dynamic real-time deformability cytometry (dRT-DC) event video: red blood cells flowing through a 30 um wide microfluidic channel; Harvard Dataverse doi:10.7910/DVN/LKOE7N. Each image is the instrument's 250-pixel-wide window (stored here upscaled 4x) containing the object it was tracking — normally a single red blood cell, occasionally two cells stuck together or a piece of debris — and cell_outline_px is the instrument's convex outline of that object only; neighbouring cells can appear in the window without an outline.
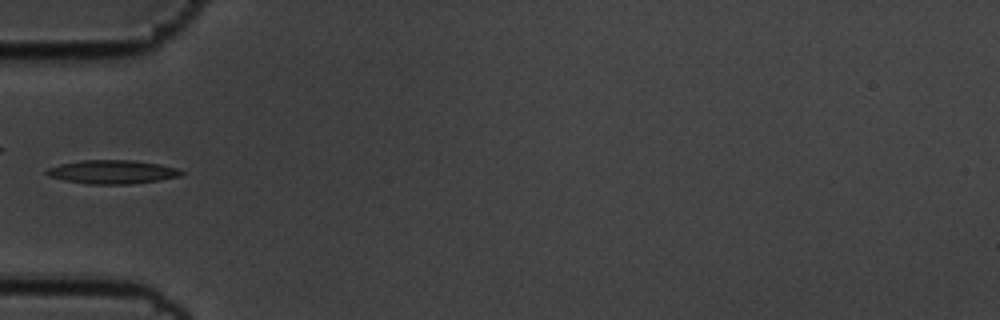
{"species": "common noctule bat (a hibernating species)", "species_latin": "Nyctalus noctula", "temperature_condition": "cold", "stored_images_in_passage": 18, "camera_frame_rate_fps": 3000, "um_per_image_px": 0.085, "animal": {"sex": "male", "body_mass_g": 19.5, "forearm_length_mm": 54.6}, "frame": {"image": 1, "passage_image": 1, "time_ms": 0.0, "image_size_px": [1000, 320], "cell_outline_px": [[184, 172], [180, 176], [160, 180], [132, 184], [88, 184], [64, 180], [48, 176], [44, 172], [48, 168], [60, 164], [80, 160], [132, 160], [160, 164], [176, 168]], "centroid_in_image_um": [9.53, 14.61], "position_along_channel_um": 75.5, "area_um2": 18.61}}
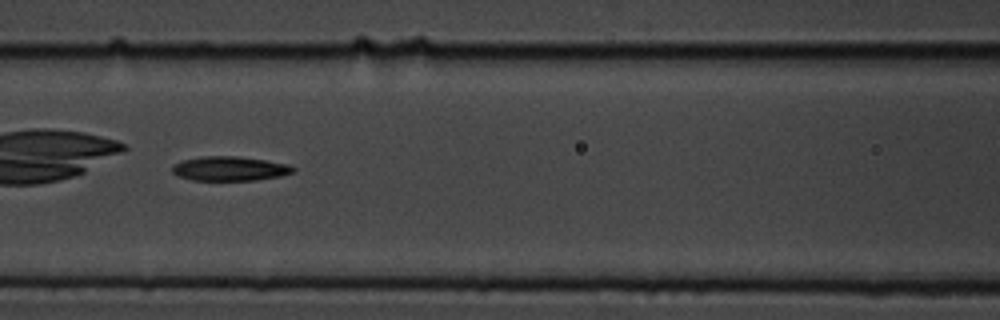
{"frame": {"image": 2, "passage_image": 7, "time_ms": 2.0, "image_size_px": [1000, 320], "cell_outline_px": [[296, 172], [280, 176], [256, 180], [192, 180], [176, 176], [172, 172], [172, 168], [176, 164], [184, 160], [200, 156], [236, 156], [264, 160], [288, 164], [296, 168]], "centroid_in_image_um": [19.55, 14.34], "position_along_channel_um": 147.1, "area_um2": 17.17}}
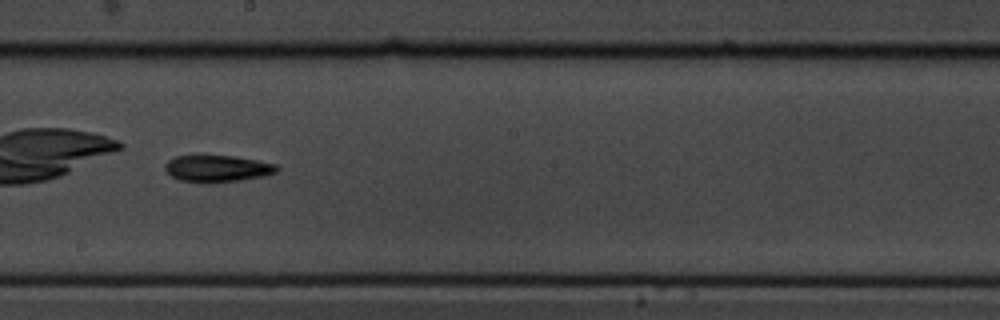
{"frame": {"image": 3, "passage_image": 14, "time_ms": 4.333, "image_size_px": [1000, 320], "cell_outline_px": [[280, 168], [276, 172], [264, 176], [240, 180], [208, 184], [180, 180], [172, 176], [164, 168], [164, 164], [172, 156], [192, 152], [196, 152], [232, 156], [256, 160], [276, 164]], "centroid_in_image_um": [18.38, 14.28], "position_along_channel_um": 229.8, "area_um2": 18.44}}